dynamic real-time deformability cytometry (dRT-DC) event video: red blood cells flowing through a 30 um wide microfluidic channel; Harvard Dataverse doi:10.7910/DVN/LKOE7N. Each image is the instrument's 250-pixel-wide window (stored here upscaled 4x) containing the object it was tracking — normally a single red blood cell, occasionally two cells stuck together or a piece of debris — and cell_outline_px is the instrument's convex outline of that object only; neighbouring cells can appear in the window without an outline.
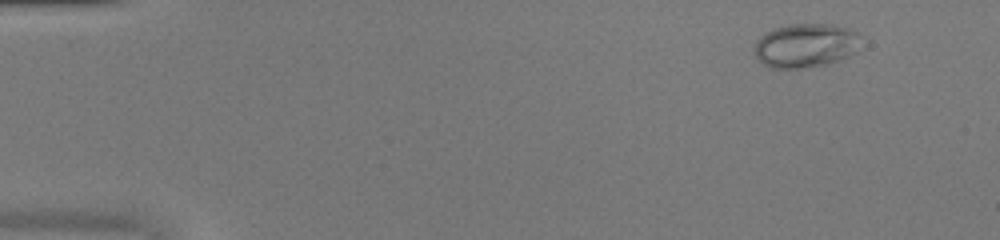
{"species": "common noctule bat (a hibernating species)", "species_latin": "Nyctalus noctula", "temperature_condition": "warm", "stored_images_in_passage": 49, "camera_frame_rate_fps": 3000, "um_per_image_px": 0.085, "animal": {"sex": "female", "body_mass_g": 20.0, "forearm_length_mm": 54.0}, "frame": {"image": 1, "passage_image": 3, "time_ms": 0.667, "image_size_px": [1000, 240], "cell_outline_px": [[864, 48], [848, 56], [828, 64], [804, 68], [772, 68], [764, 64], [752, 52], [752, 48], [756, 40], [760, 36], [776, 28], [788, 24], [832, 24], [848, 28], [856, 32], [860, 36]], "centroid_in_image_um": [68.52, 3.87], "position_along_channel_um": 16.5, "area_um2": 27.8}}
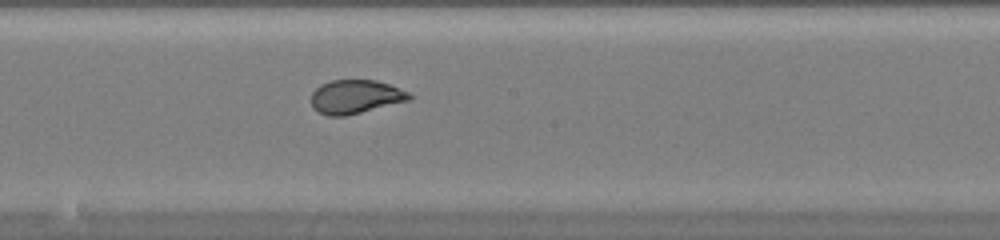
{"frame": {"image": 2, "passage_image": 27, "time_ms": 8.667, "image_size_px": [1000, 240], "cell_outline_px": [[412, 100], [344, 116], [328, 116], [312, 108], [312, 92], [320, 84], [332, 80], [376, 80], [388, 84], [408, 92], [412, 96]], "centroid_in_image_um": [30.22, 8.22], "position_along_channel_um": 218.0, "area_um2": 19.25}}
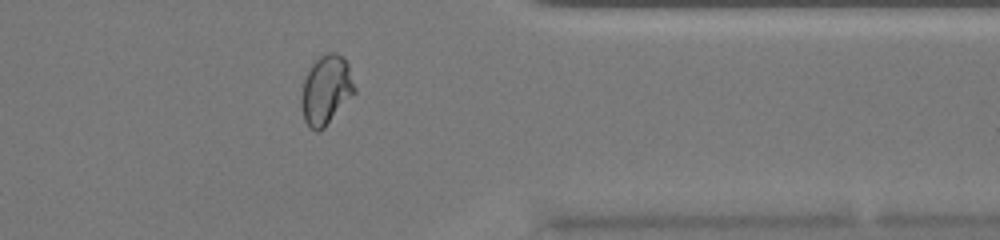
{"frame": {"image": 3, "passage_image": 40, "time_ms": 13.0, "image_size_px": [1000, 240], "cell_outline_px": [[356, 92], [324, 128], [320, 132], [316, 132], [304, 120], [300, 104], [300, 96], [304, 80], [308, 68], [320, 56], [328, 52], [336, 52], [348, 64], [356, 88]], "centroid_in_image_um": [27.7, 7.66], "position_along_channel_um": 383.7, "area_um2": 21.56}}